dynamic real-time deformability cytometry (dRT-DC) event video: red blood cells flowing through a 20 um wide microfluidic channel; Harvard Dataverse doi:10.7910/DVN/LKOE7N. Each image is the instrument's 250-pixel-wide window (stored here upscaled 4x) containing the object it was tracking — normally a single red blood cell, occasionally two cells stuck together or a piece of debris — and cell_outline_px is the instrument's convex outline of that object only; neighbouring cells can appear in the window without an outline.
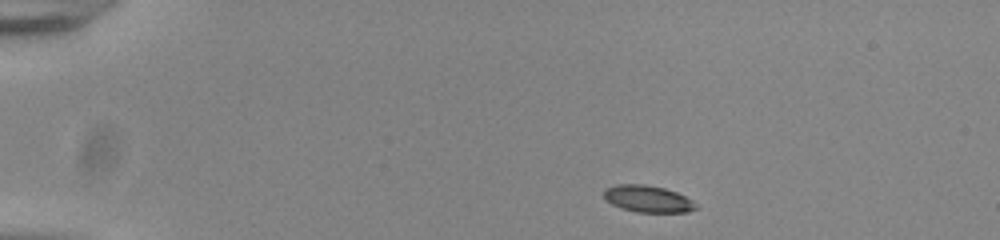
{"species": "common noctule bat (a hibernating species)", "species_latin": "Nyctalus noctula", "temperature_condition": "room temperature", "stored_images_in_passage": 45, "camera_frame_rate_fps": 3000, "um_per_image_px": 0.085, "animal": {"sex": "male", "body_mass_g": 20.0, "forearm_length_mm": 53.3}, "frame": {"image": 1, "passage_image": 1, "time_ms": 0.0, "image_size_px": [1000, 240], "cell_outline_px": [[700, 208], [688, 212], [636, 212], [620, 208], [604, 200], [604, 188], [616, 184], [644, 184], [664, 188], [676, 192], [692, 200]], "centroid_in_image_um": [55.05, 16.9], "position_along_channel_um": 30.0, "area_um2": 14.57}}
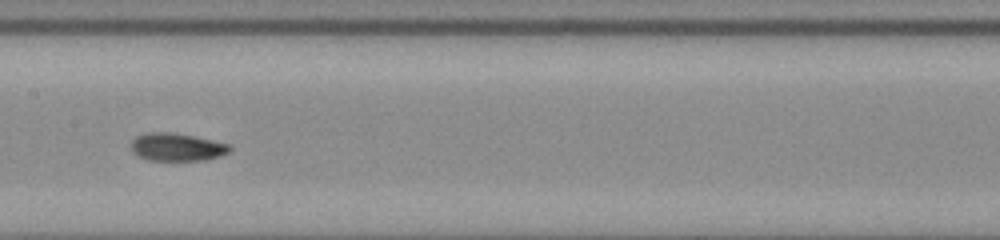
{"frame": {"image": 2, "passage_image": 20, "time_ms": 6.333, "image_size_px": [1000, 240], "cell_outline_px": [[232, 148], [228, 152], [220, 156], [204, 160], [148, 160], [136, 156], [132, 152], [132, 140], [136, 136], [148, 132], [172, 132], [232, 144]], "centroid_in_image_um": [15.03, 12.5], "position_along_channel_um": 192.4, "area_um2": 16.07}}
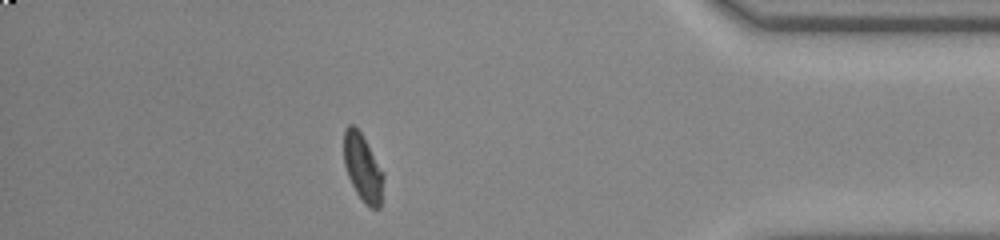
{"frame": {"image": 3, "passage_image": 39, "time_ms": 12.667, "image_size_px": [1000, 240], "cell_outline_px": [[384, 176], [380, 208], [368, 208], [364, 204], [356, 192], [348, 176], [344, 164], [344, 128], [348, 124], [352, 124], [360, 132], [384, 172]], "centroid_in_image_um": [30.84, 14.28], "position_along_channel_um": 404.4, "area_um2": 15.55}, "authors_computed_cell_mechanics": {"area_um2": 15.5482, "velocity_mm_per_s": 3.8672, "shape_relaxation_time_tau1_ms": 8.735, "shape_relaxation_time_tau2_ms": 2.471, "deformation_change_tau1": 0.2295, "deformation_change_tau2": 0.0584}}